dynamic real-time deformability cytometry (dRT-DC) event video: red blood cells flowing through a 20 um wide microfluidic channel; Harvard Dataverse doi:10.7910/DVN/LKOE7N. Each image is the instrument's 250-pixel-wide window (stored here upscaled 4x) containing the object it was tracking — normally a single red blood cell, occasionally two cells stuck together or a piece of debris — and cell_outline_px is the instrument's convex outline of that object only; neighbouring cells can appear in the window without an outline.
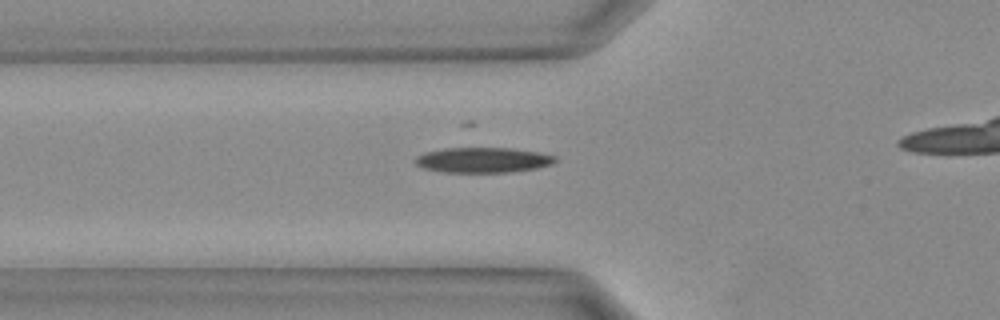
{"species": "Egyptian fruit bat (a non-hibernating species)", "species_latin": "Rousettus aegyptiacus", "temperature_condition": "warm", "stored_images_in_passage": 23, "camera_frame_rate_fps": 3000, "um_per_image_px": 0.085, "animal": {"sex": "female"}, "frame": {"image": 1, "passage_image": 7, "time_ms": 2.0, "image_size_px": [1000, 320], "cell_outline_px": [[556, 160], [552, 164], [536, 168], [508, 172], [444, 172], [424, 168], [416, 164], [412, 160], [416, 156], [424, 152], [444, 148], [512, 148], [536, 152], [556, 156]], "centroid_in_image_um": [41.0, 13.6], "position_along_channel_um": 84.8, "area_um2": 20.52}}
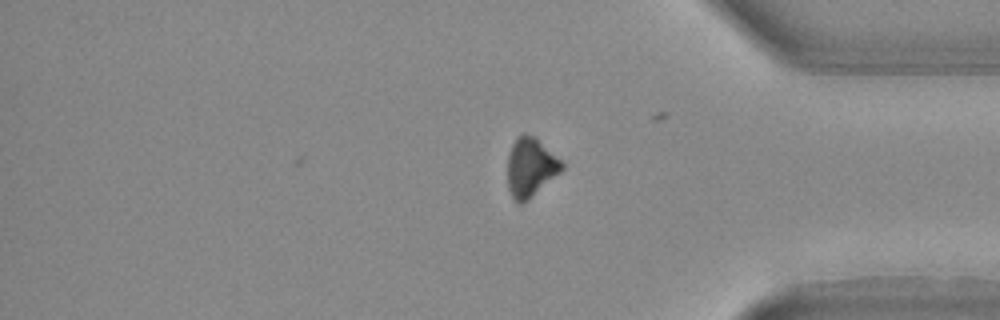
{"frame": {"image": 2, "passage_image": 23, "time_ms": 7.333, "image_size_px": [1000, 320], "cell_outline_px": [[564, 168], [560, 172], [528, 200], [520, 204], [516, 204], [508, 188], [508, 152], [516, 136], [524, 132], [532, 136], [560, 160], [564, 164]], "centroid_in_image_um": [45.05, 14.24], "position_along_channel_um": 390.1, "area_um2": 18.38}}